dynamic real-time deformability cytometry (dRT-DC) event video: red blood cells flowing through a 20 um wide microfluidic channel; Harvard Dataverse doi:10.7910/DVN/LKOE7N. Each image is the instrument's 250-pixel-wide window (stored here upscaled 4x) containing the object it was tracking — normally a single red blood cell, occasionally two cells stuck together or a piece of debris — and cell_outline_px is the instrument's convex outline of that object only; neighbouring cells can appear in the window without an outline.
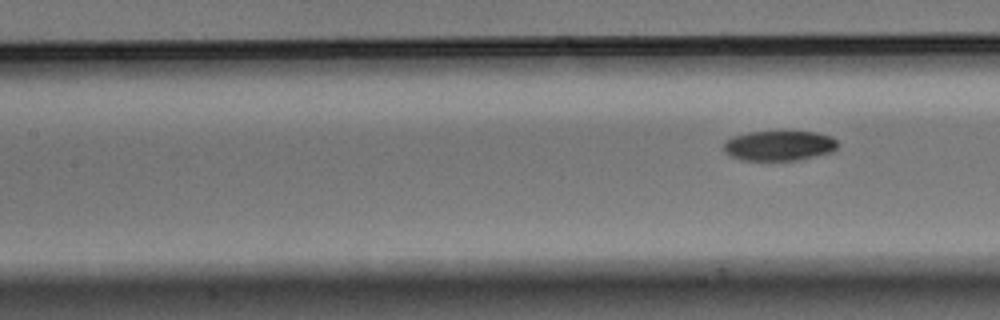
{"species": "Egyptian fruit bat (a non-hibernating species)", "species_latin": "Rousettus aegyptiacus", "temperature_condition": "warm", "stored_images_in_passage": 8, "segment_of_instrument_passage": [2, 2], "camera_frame_rate_fps": 3000, "um_per_image_px": 0.085, "animal": {"sex": "male"}, "frame": {"image": 1, "passage_image": 8, "time_ms": 2.333, "image_size_px": [1000, 320], "cell_outline_px": [[840, 144], [832, 152], [800, 160], [740, 160], [724, 152], [724, 140], [732, 136], [748, 132], [816, 132], [832, 136]], "centroid_in_image_um": [66.23, 12.38], "position_along_channel_um": 141.2, "area_um2": 20.11}}